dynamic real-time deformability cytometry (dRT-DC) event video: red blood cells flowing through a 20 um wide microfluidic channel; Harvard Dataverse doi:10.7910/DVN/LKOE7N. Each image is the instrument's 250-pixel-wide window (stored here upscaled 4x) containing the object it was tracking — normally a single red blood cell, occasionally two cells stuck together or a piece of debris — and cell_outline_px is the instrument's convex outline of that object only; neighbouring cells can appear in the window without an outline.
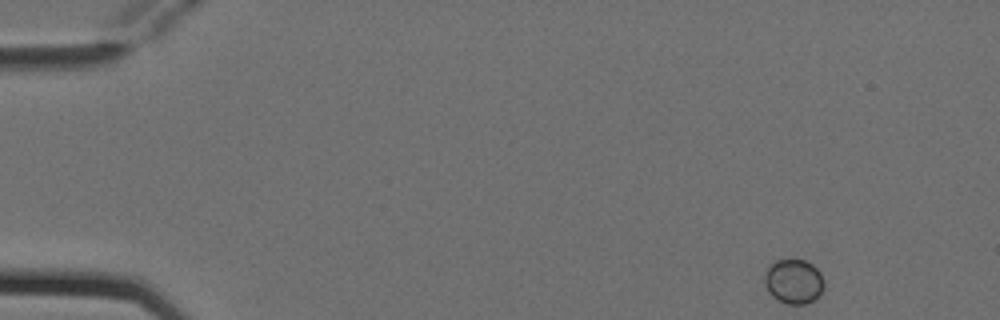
{"species": "Egyptian fruit bat (a non-hibernating species)", "species_latin": "Rousettus aegyptiacus", "temperature_condition": "cold", "stored_images_in_passage": 4, "camera_frame_rate_fps": 3000, "um_per_image_px": 0.085, "animal": {"sex": "female"}, "frame": {"image": 1, "passage_image": 1, "time_ms": 0.0, "image_size_px": [1000, 320], "cell_outline_px": [[824, 288], [812, 300], [804, 304], [788, 304], [772, 296], [768, 292], [764, 284], [764, 272], [776, 260], [804, 260], [812, 264], [820, 272], [824, 284]], "centroid_in_image_um": [67.44, 23.91], "position_along_channel_um": 17.6, "area_um2": 15.26}}
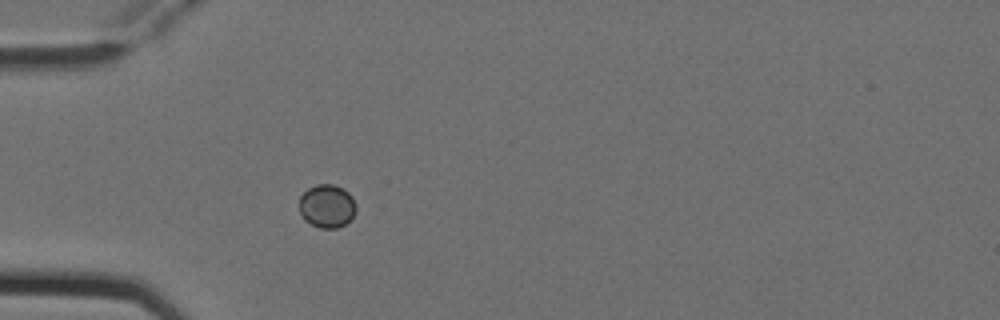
{"frame": {"image": 2, "passage_image": 4, "time_ms": 1.0, "image_size_px": [1000, 320], "cell_outline_px": [[356, 212], [344, 224], [336, 228], [320, 228], [304, 220], [300, 212], [300, 196], [308, 188], [316, 184], [332, 184], [344, 188], [352, 196], [356, 204]], "centroid_in_image_um": [27.8, 17.5], "position_along_channel_um": 57.2, "area_um2": 14.33}}